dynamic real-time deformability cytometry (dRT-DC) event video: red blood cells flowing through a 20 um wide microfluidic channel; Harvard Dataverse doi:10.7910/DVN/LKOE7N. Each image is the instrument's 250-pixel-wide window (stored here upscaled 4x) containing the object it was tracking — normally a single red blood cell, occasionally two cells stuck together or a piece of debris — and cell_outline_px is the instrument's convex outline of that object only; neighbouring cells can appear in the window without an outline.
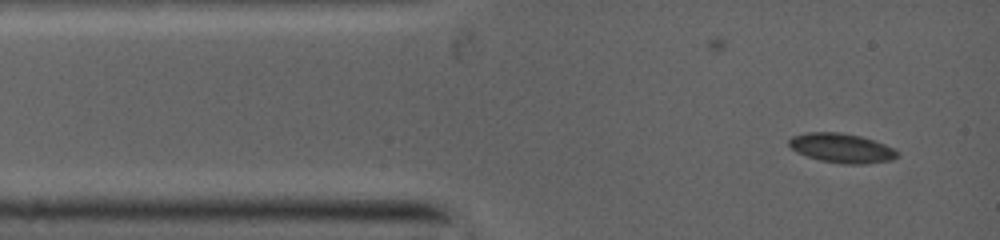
{"species": "common noctule bat (a hibernating species)", "species_latin": "Nyctalus noctula", "temperature_condition": "warm", "stored_images_in_passage": 28, "camera_frame_rate_fps": 5000, "um_per_image_px": 0.085, "animal": {"sex": "female", "body_mass_g": 19.0, "forearm_length_mm": 53.3}, "frame": {"image": 1, "passage_image": 1, "time_ms": 0.0, "image_size_px": [1000, 240], "cell_outline_px": [[896, 156], [892, 160], [860, 164], [844, 164], [820, 160], [808, 156], [792, 148], [788, 144], [788, 140], [792, 136], [812, 132], [836, 132], [860, 136], [872, 140], [892, 148], [896, 152]], "centroid_in_image_um": [71.5, 12.58], "position_along_channel_um": 13.5, "area_um2": 17.98}}
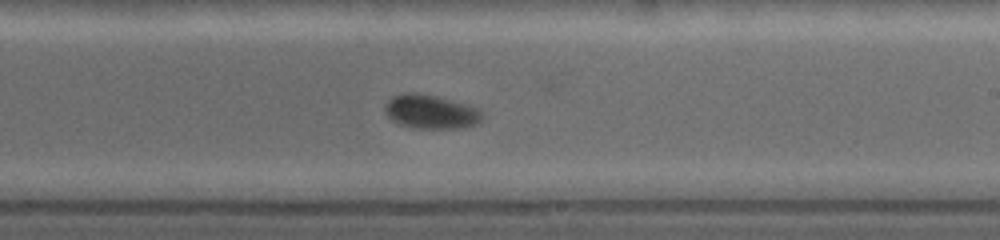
{"frame": {"image": 2, "passage_image": 13, "time_ms": 6.4, "image_size_px": [1000, 240], "cell_outline_px": [[480, 120], [472, 124], [456, 128], [412, 128], [400, 124], [392, 120], [388, 116], [384, 108], [388, 100], [392, 96], [432, 96], [460, 104], [472, 108], [480, 112]], "centroid_in_image_um": [36.53, 9.57], "position_along_channel_um": 252.5, "area_um2": 17.57}}
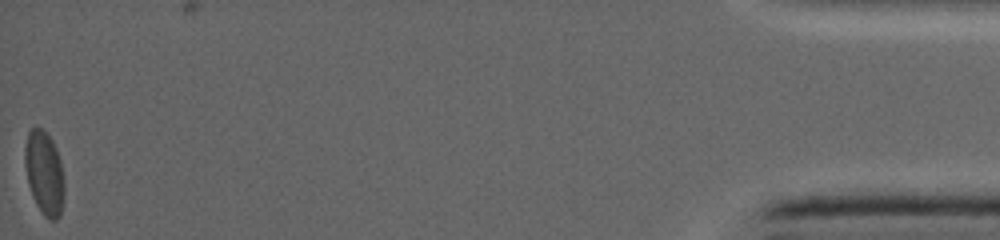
{"frame": {"image": 3, "passage_image": 28, "time_ms": 13.8, "image_size_px": [1000, 240], "cell_outline_px": [[64, 196], [60, 216], [56, 220], [48, 220], [44, 216], [36, 204], [28, 180], [24, 160], [24, 148], [28, 132], [32, 128], [40, 128], [52, 140], [60, 160], [64, 184]], "centroid_in_image_um": [3.77, 14.73], "position_along_channel_um": 431.4, "area_um2": 18.96}}